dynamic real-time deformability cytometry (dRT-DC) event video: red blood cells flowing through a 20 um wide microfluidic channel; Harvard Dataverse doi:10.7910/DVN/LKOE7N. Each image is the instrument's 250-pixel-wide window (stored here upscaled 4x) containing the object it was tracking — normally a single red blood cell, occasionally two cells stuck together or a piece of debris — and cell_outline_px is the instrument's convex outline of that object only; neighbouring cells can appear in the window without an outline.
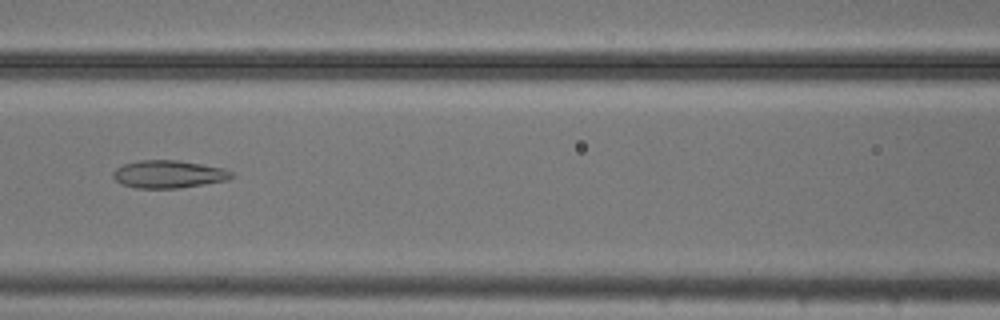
{"species": "common noctule bat (a hibernating species)", "species_latin": "Nyctalus noctula", "temperature_condition": "cold", "stored_images_in_passage": 46, "camera_frame_rate_fps": 3000, "um_per_image_px": 0.085, "animal": {"sex": "male", "body_mass_g": 20.5, "forearm_length_mm": 52.5}, "frame": {"image": 1, "passage_image": 16, "time_ms": 5.0, "image_size_px": [1000, 320], "cell_outline_px": [[236, 176], [228, 180], [180, 188], [136, 188], [120, 184], [112, 176], [112, 172], [116, 168], [124, 164], [140, 160], [176, 160], [224, 168], [232, 172]], "centroid_in_image_um": [14.33, 14.81], "position_along_channel_um": 152.3, "area_um2": 19.19}}
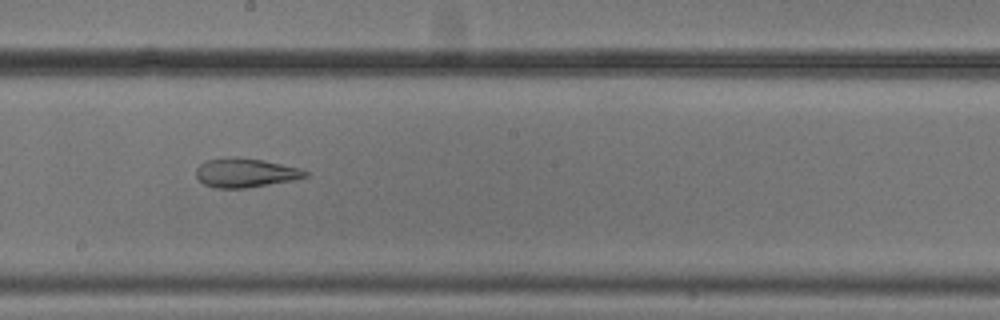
{"frame": {"image": 2, "passage_image": 22, "time_ms": 7.0, "image_size_px": [1000, 320], "cell_outline_px": [[308, 176], [292, 180], [244, 188], [216, 188], [204, 184], [196, 176], [196, 168], [200, 164], [208, 160], [264, 160], [300, 168], [308, 172]], "centroid_in_image_um": [20.89, 14.73], "position_along_channel_um": 227.3, "area_um2": 17.57}}
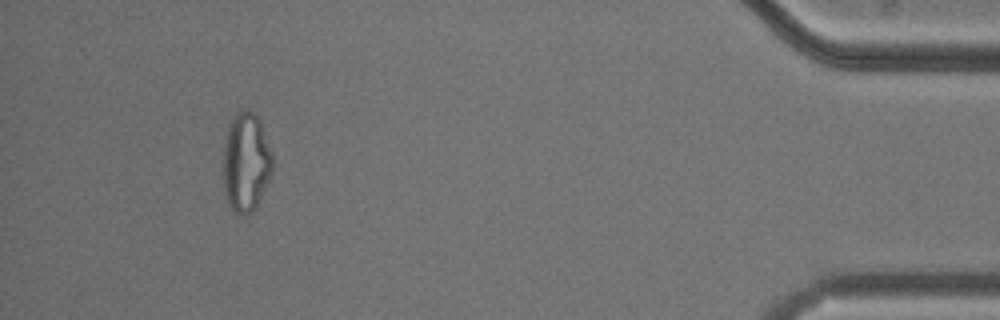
{"frame": {"image": 3, "passage_image": 42, "time_ms": 13.667, "image_size_px": [1000, 320], "cell_outline_px": [[272, 172], [256, 204], [248, 216], [240, 216], [232, 208], [224, 192], [224, 144], [228, 124], [236, 112], [244, 108], [248, 108], [260, 120], [272, 156]], "centroid_in_image_um": [20.89, 13.74], "position_along_channel_um": 414.3, "area_um2": 28.15}, "authors_computed_cell_mechanics": {"area_um2": 23.987, "velocity_mm_per_s": 3.7612, "shape_relaxation_time_tau1_ms": null, "shape_relaxation_time_tau2_ms": 2.0799, "deformation_change_tau1": null, "deformation_change_tau2": 0.1044}}